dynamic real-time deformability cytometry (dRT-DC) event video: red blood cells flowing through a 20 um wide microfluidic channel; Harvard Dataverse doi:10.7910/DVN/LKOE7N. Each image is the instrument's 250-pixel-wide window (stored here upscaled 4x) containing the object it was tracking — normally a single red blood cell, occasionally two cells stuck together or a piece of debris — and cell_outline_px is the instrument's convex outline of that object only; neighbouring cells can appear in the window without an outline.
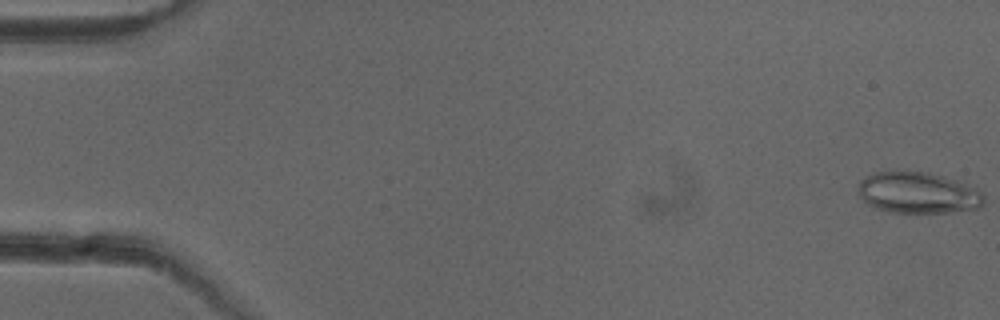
{"species": "common noctule bat (a hibernating species)", "species_latin": "Nyctalus noctula", "temperature_condition": "cold", "stored_images_in_passage": 22, "camera_frame_rate_fps": 3000, "um_per_image_px": 0.085, "animal": {"sex": "female"}, "frame": {"image": 1, "passage_image": 1, "time_ms": 0.0, "image_size_px": [1000, 320], "cell_outline_px": [[984, 204], [980, 208], [948, 212], [892, 212], [876, 208], [868, 204], [860, 196], [860, 180], [872, 172], [928, 172], [944, 176], [956, 180], [976, 188], [984, 192]], "centroid_in_image_um": [78.08, 16.39], "position_along_channel_um": 6.9, "area_um2": 30.06}}
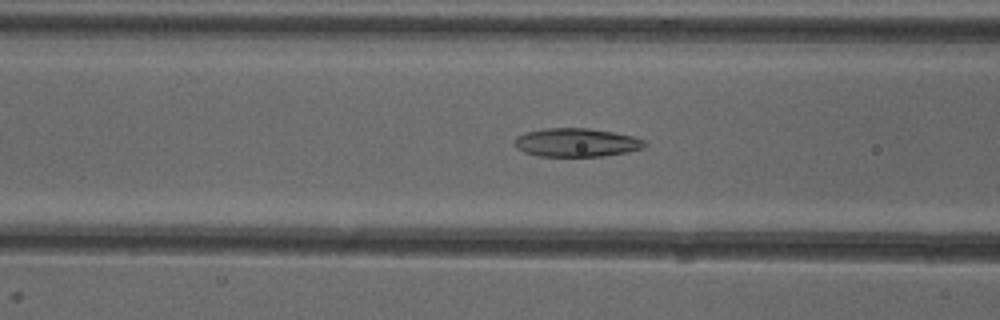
{"frame": {"image": 2, "passage_image": 21, "time_ms": 6.667, "image_size_px": [1000, 320], "cell_outline_px": [[648, 144], [644, 148], [628, 152], [604, 156], [540, 156], [524, 152], [516, 148], [516, 136], [524, 132], [544, 128], [588, 128], [612, 132], [632, 136], [644, 140]], "centroid_in_image_um": [49.01, 12.11], "position_along_channel_um": 117.6, "area_um2": 21.68}}